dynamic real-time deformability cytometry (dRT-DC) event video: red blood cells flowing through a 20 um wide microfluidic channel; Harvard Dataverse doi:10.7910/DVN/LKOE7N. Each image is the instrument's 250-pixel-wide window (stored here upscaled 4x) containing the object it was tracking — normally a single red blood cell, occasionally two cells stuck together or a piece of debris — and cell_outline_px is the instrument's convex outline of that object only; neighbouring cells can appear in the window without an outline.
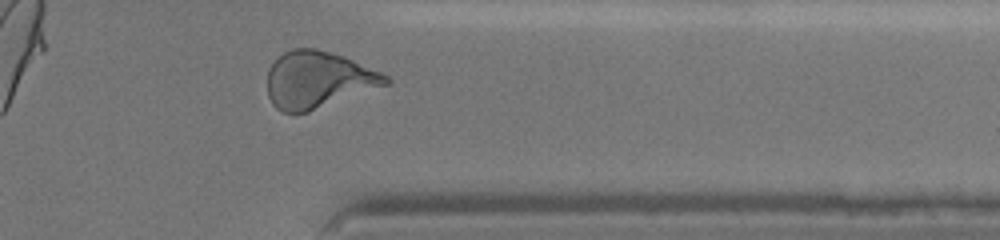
{"species": "human", "species_latin": "Homo sapiens", "temperature_condition": "cold", "stored_images_in_passage": 30, "camera_frame_rate_fps": 3000, "um_per_image_px": 0.085, "donor": {"sex": "female"}, "frame": {"image": 1, "passage_image": 26, "time_ms": 9.667, "image_size_px": [1000, 240], "cell_outline_px": [[392, 84], [308, 112], [284, 112], [276, 108], [272, 104], [268, 96], [268, 68], [276, 56], [292, 48], [316, 48], [344, 56], [380, 72], [388, 76], [392, 80]], "centroid_in_image_um": [27.05, 6.77], "position_along_channel_um": 384.3, "area_um2": 39.59}, "authors_computed_cell_mechanics": {"area_um2": 37.5122, "velocity_mm_per_s": 3.5683, "shape_relaxation_time_tau1_ms": 5.7262, "shape_relaxation_time_tau2_ms": 0.9081, "deformation_change_tau1": 0.1577, "deformation_change_tau2": 0.0659}}